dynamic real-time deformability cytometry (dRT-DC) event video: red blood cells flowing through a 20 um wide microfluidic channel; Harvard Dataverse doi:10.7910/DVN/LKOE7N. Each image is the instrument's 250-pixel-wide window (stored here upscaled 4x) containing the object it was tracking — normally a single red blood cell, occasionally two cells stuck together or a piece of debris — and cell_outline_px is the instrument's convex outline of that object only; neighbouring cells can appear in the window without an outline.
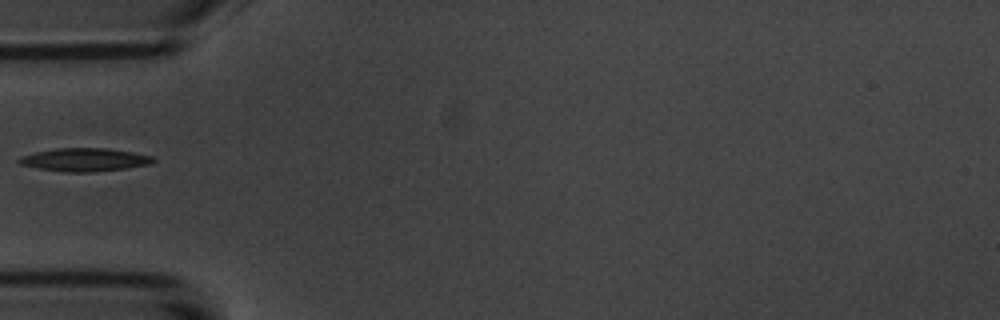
{"species": "common noctule bat (a hibernating species)", "species_latin": "Nyctalus noctula", "temperature_condition": "room temperature", "stored_images_in_passage": 2, "camera_frame_rate_fps": 3000, "um_per_image_px": 0.085, "animal": {"sex": "male", "body_mass_g": 20.1, "forearm_length_mm": 53.5}, "frame": {"image": 1, "passage_image": 1, "time_ms": 0.0, "image_size_px": [1000, 320], "cell_outline_px": [[156, 160], [152, 164], [124, 168], [92, 172], [64, 172], [40, 168], [20, 164], [16, 160], [20, 156], [36, 152], [56, 148], [104, 148], [132, 152], [152, 156]], "centroid_in_image_um": [7.19, 13.57], "position_along_channel_um": 77.8, "area_um2": 17.98}}